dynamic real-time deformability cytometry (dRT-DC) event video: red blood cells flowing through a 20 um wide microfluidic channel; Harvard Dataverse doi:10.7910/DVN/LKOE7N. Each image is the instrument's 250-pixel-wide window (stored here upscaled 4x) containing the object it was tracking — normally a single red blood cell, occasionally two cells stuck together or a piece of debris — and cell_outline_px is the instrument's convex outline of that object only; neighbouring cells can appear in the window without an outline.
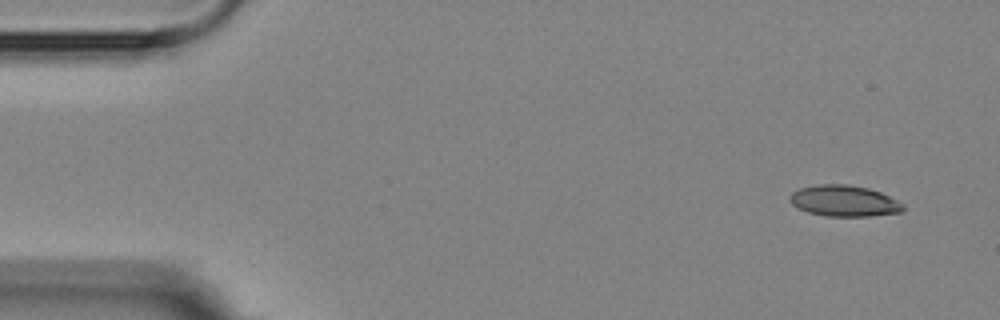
{"species": "Egyptian fruit bat (a non-hibernating species)", "species_latin": "Rousettus aegyptiacus", "temperature_condition": "room temperature", "stored_images_in_passage": 5, "camera_frame_rate_fps": 3000, "um_per_image_px": 0.085, "animal": {"sex": "female"}, "frame": {"image": 1, "passage_image": 1, "time_ms": 0.0, "image_size_px": [1000, 320], "cell_outline_px": [[904, 208], [900, 212], [872, 216], [824, 216], [808, 212], [792, 204], [788, 196], [792, 192], [800, 188], [816, 184], [848, 184], [868, 188], [880, 192], [904, 204]], "centroid_in_image_um": [71.73, 17.07], "position_along_channel_um": 13.3, "area_um2": 20.52}}
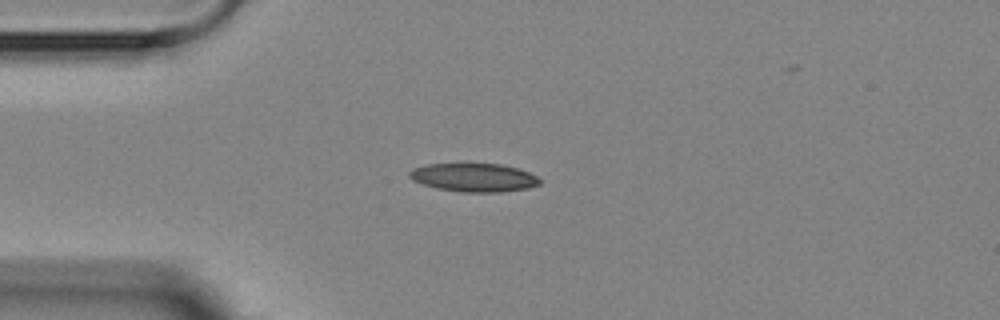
{"frame": {"image": 2, "passage_image": 4, "time_ms": 3.333, "image_size_px": [1000, 320], "cell_outline_px": [[540, 184], [528, 188], [500, 192], [464, 192], [440, 188], [424, 184], [412, 180], [408, 176], [408, 172], [416, 168], [428, 164], [500, 164], [516, 168], [528, 172], [536, 176], [540, 180]], "centroid_in_image_um": [40.3, 15.09], "position_along_channel_um": 44.7, "area_um2": 21.21}}
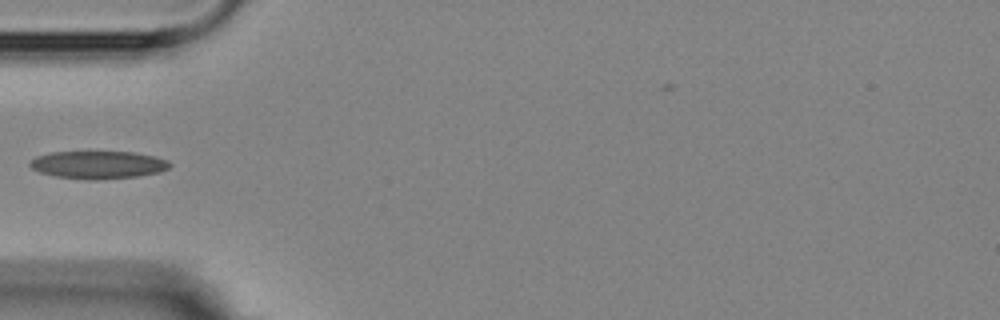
{"frame": {"image": 3, "passage_image": 5, "time_ms": 4.667, "image_size_px": [1000, 320], "cell_outline_px": [[172, 164], [168, 168], [160, 172], [136, 176], [96, 180], [88, 180], [56, 176], [40, 172], [32, 168], [28, 164], [28, 160], [36, 156], [52, 152], [132, 152], [156, 156], [168, 160]], "centroid_in_image_um": [8.33, 14.0], "position_along_channel_um": 76.7, "area_um2": 22.66}}